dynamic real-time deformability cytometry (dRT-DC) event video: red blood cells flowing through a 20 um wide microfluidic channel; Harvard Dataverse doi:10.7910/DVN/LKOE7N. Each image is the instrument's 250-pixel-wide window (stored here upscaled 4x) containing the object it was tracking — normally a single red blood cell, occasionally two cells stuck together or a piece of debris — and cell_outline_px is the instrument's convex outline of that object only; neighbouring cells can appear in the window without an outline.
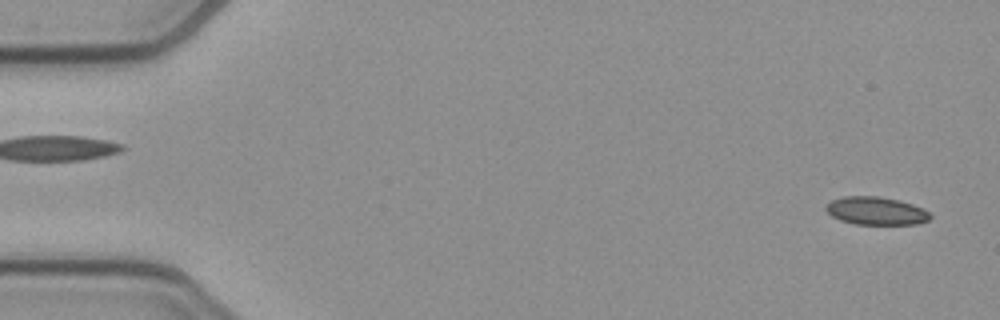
{"species": "common noctule bat (a hibernating species)", "species_latin": "Nyctalus noctula", "temperature_condition": "cold", "stored_images_in_passage": 52, "camera_frame_rate_fps": 3000, "um_per_image_px": 0.085, "animal": {"sex": "female", "body_mass_g": 21.9}, "frame": {"image": 1, "passage_image": 2, "time_ms": 0.333, "image_size_px": [1000, 320], "cell_outline_px": [[932, 216], [928, 220], [916, 224], [856, 224], [840, 220], [832, 216], [824, 208], [832, 200], [844, 196], [880, 196], [900, 200], [924, 208]], "centroid_in_image_um": [74.48, 17.91], "position_along_channel_um": 10.5, "area_um2": 16.99}}
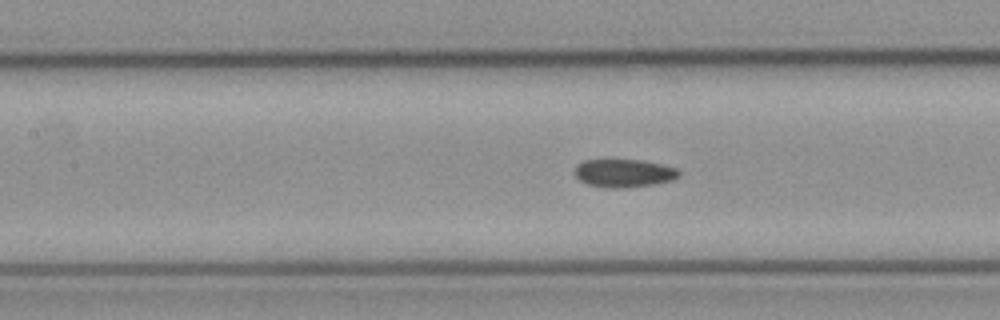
{"frame": {"image": 2, "passage_image": 23, "time_ms": 7.333, "image_size_px": [1000, 320], "cell_outline_px": [[680, 176], [672, 180], [652, 184], [620, 188], [604, 188], [588, 184], [580, 180], [572, 172], [576, 164], [584, 160], [608, 156], [644, 160], [676, 168], [680, 172]], "centroid_in_image_um": [52.94, 14.65], "position_along_channel_um": 154.5, "area_um2": 17.98}}
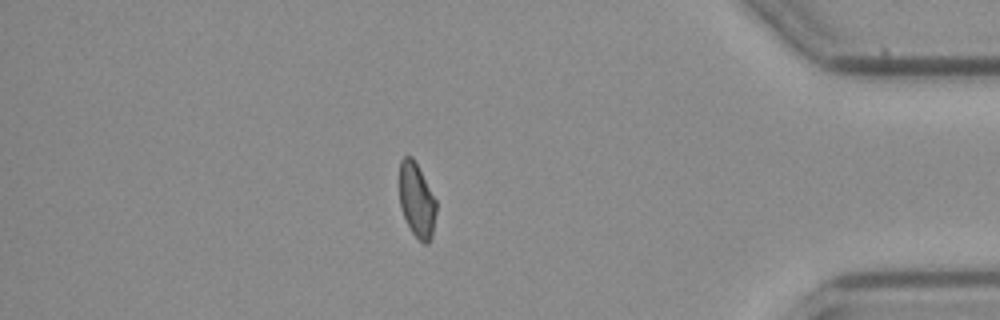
{"frame": {"image": 3, "passage_image": 45, "time_ms": 14.667, "image_size_px": [1000, 320], "cell_outline_px": [[436, 212], [432, 236], [428, 244], [424, 244], [412, 232], [404, 216], [400, 204], [400, 160], [404, 156], [412, 156], [436, 200]], "centroid_in_image_um": [35.43, 17.03], "position_along_channel_um": 399.8, "area_um2": 15.66}, "authors_computed_cell_mechanics": {"area_um2": 17.3689, "velocity_mm_per_s": 3.8858, "shape_relaxation_time_tau1_ms": null, "shape_relaxation_time_tau2_ms": 5.2914, "deformation_change_tau1": null, "deformation_change_tau2": 0.107}}